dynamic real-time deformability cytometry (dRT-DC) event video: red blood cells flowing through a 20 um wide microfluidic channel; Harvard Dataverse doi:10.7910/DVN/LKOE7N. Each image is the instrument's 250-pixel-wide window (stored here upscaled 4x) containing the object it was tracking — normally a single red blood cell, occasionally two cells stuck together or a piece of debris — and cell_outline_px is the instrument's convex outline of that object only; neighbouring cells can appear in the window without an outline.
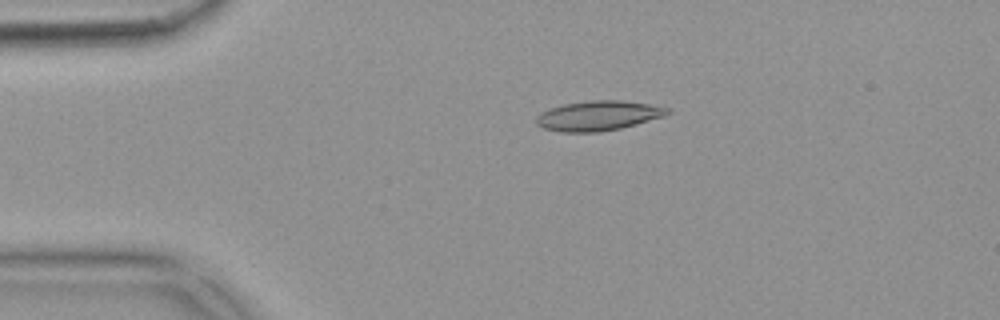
{"species": "common noctule bat (a hibernating species)", "species_latin": "Nyctalus noctula", "temperature_condition": "warm", "stored_images_in_passage": 52, "camera_frame_rate_fps": 3000, "um_per_image_px": 0.085, "animal": {"sex": "female", "body_mass_g": 18.4}, "frame": {"image": 1, "passage_image": 11, "time_ms": 3.333, "image_size_px": [1000, 320], "cell_outline_px": [[672, 112], [664, 116], [636, 124], [620, 128], [600, 132], [560, 132], [544, 128], [536, 124], [536, 116], [540, 112], [564, 104], [592, 100], [624, 100], [648, 104], [668, 108]], "centroid_in_image_um": [50.84, 9.83], "position_along_channel_um": 34.2, "area_um2": 22.72}}
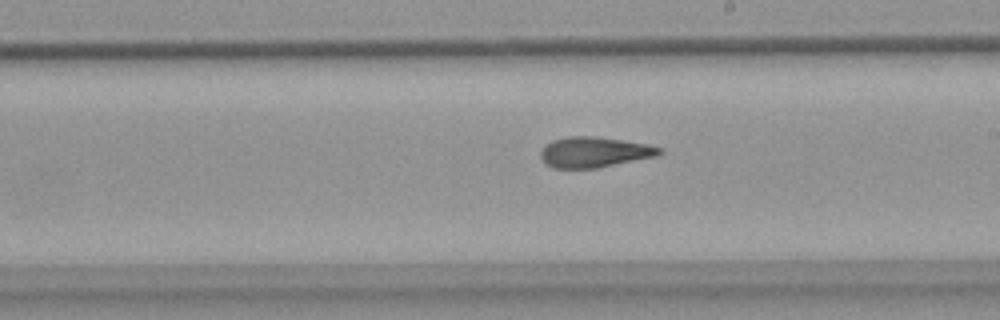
{"frame": {"image": 2, "passage_image": 30, "time_ms": 9.667, "image_size_px": [1000, 320], "cell_outline_px": [[664, 152], [656, 156], [596, 168], [552, 168], [540, 156], [540, 152], [544, 144], [552, 140], [568, 136], [592, 136], [620, 140], [644, 144], [660, 148]], "centroid_in_image_um": [50.46, 12.93], "position_along_channel_um": 238.5, "area_um2": 20.81}}
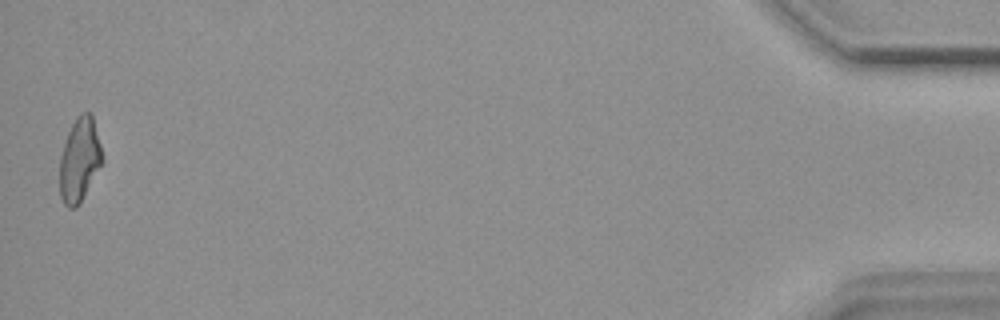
{"frame": {"image": 3, "passage_image": 52, "time_ms": 17.0, "image_size_px": [1000, 320], "cell_outline_px": [[104, 160], [80, 204], [76, 208], [68, 208], [64, 204], [60, 196], [60, 156], [68, 132], [76, 116], [80, 112], [92, 112]], "centroid_in_image_um": [6.77, 13.59], "position_along_channel_um": 428.4, "area_um2": 20.98}, "authors_computed_cell_mechanics": {"area_um2": 21.4438, "velocity_mm_per_s": 3.863, "shape_relaxation_time_tau1_ms": 6.0145, "shape_relaxation_time_tau2_ms": 2.8006, "deformation_change_tau1": 0.1949, "deformation_change_tau2": 0.1253}}